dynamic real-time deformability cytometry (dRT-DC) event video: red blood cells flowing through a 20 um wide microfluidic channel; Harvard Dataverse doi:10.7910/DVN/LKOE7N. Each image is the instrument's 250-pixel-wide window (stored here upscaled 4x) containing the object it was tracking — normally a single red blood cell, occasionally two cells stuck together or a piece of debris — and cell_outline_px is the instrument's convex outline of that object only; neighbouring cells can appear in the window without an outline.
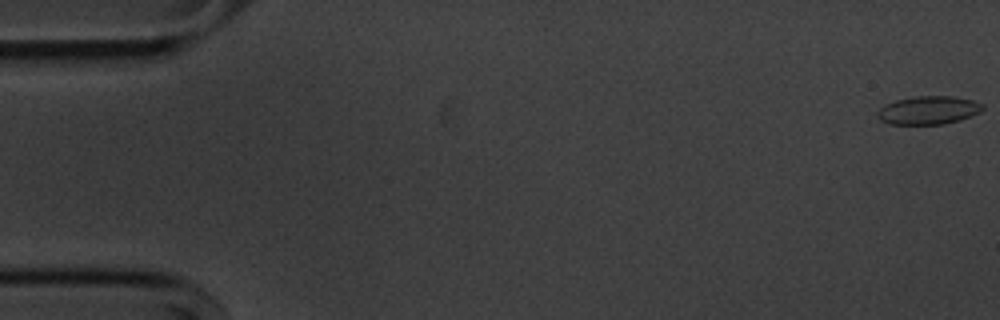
{"species": "common noctule bat (a hibernating species)", "species_latin": "Nyctalus noctula", "temperature_condition": "cold", "stored_images_in_passage": 9, "camera_frame_rate_fps": 3000, "um_per_image_px": 0.085, "animal": {"sex": "male", "body_mass_g": 20.1, "forearm_length_mm": 53.5}, "frame": {"image": 1, "passage_image": 1, "time_ms": 0.0, "image_size_px": [1000, 320], "cell_outline_px": [[984, 108], [980, 112], [972, 116], [960, 120], [944, 124], [892, 124], [880, 120], [876, 116], [876, 112], [884, 104], [896, 100], [916, 96], [952, 96], [972, 100], [984, 104]], "centroid_in_image_um": [78.92, 9.37], "position_along_channel_um": 6.1, "area_um2": 17.46}}